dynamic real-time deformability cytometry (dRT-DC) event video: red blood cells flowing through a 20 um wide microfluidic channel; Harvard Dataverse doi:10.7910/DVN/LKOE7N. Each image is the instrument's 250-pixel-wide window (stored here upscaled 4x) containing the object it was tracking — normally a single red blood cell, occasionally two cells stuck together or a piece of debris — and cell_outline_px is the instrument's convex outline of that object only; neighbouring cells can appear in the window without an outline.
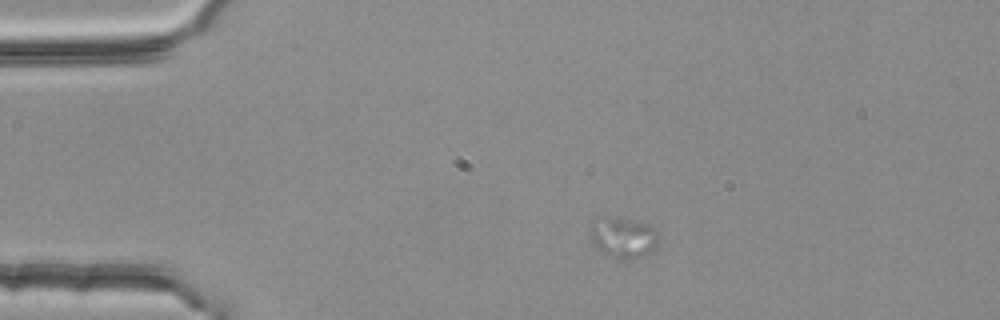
{"species": "common noctule bat (a hibernating species)", "species_latin": "Nyctalus noctula", "temperature_condition": "room temperature", "stored_images_in_passage": 3, "camera_frame_rate_fps": 3000, "um_per_image_px": 0.085, "animal": {"sex": "female", "body_mass_g": 25.1}, "frame": {"image": 1, "passage_image": 2, "time_ms": 0.333, "image_size_px": [1000, 320], "cell_outline_px": [[660, 236], [656, 244], [648, 252], [624, 264], [600, 252], [596, 248], [588, 236], [596, 216], [632, 220], [648, 224], [656, 228]], "centroid_in_image_um": [52.94, 20.23], "position_along_channel_um": 32.1, "area_um2": 16.76}}